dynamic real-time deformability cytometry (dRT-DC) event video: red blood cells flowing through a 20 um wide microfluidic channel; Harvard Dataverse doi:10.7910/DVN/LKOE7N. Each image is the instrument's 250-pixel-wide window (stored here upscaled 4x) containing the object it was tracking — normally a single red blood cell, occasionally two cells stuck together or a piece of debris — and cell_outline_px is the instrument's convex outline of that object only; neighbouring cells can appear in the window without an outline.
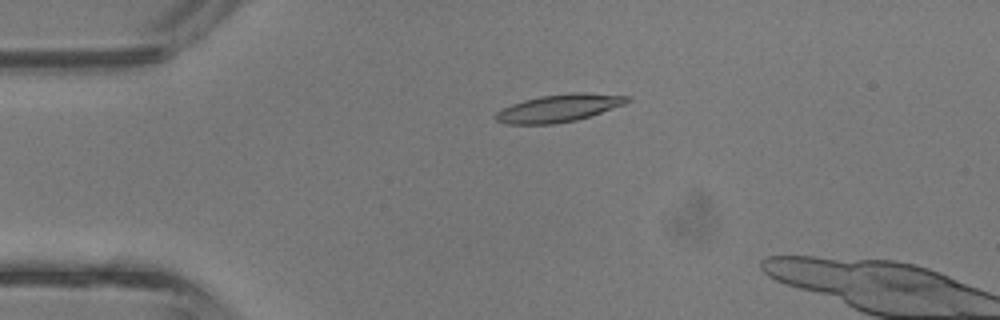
{"species": "common noctule bat (a hibernating species)", "species_latin": "Nyctalus noctula", "temperature_condition": "room temperature", "stored_images_in_passage": 12, "camera_frame_rate_fps": 3000, "um_per_image_px": 0.085, "animal": {"sex": "male", "body_mass_g": 13.3}, "frame": {"image": 1, "passage_image": 9, "time_ms": 2.667, "image_size_px": [1000, 320], "cell_outline_px": [[632, 100], [624, 104], [576, 120], [556, 124], [508, 124], [496, 120], [496, 112], [512, 104], [524, 100], [540, 96], [572, 92], [584, 92], [628, 96]], "centroid_in_image_um": [47.51, 9.18], "position_along_channel_um": 37.5, "area_um2": 20.87}}